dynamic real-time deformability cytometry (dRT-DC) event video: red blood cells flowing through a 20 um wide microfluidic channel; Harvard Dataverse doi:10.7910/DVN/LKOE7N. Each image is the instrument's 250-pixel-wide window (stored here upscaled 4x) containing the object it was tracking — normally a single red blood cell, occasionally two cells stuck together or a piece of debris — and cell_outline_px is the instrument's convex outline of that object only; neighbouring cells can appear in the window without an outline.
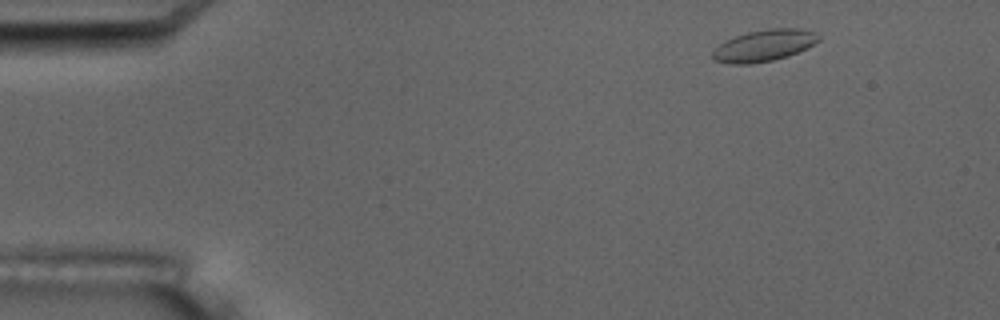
{"species": "common noctule bat (a hibernating species)", "species_latin": "Nyctalus noctula", "temperature_condition": "room temperature", "stored_images_in_passage": 3, "camera_frame_rate_fps": 3000, "um_per_image_px": 0.085, "animal": {"sex": "male", "body_mass_g": 17.5, "forearm_length_mm": 52.3}, "frame": {"image": 1, "passage_image": 1, "time_ms": 0.0, "image_size_px": [1000, 320], "cell_outline_px": [[820, 40], [808, 48], [788, 56], [772, 60], [752, 64], [732, 64], [712, 60], [712, 52], [724, 40], [748, 32], [768, 28], [800, 28], [812, 32], [820, 36]], "centroid_in_image_um": [64.94, 3.87], "position_along_channel_um": 20.1, "area_um2": 19.59}}